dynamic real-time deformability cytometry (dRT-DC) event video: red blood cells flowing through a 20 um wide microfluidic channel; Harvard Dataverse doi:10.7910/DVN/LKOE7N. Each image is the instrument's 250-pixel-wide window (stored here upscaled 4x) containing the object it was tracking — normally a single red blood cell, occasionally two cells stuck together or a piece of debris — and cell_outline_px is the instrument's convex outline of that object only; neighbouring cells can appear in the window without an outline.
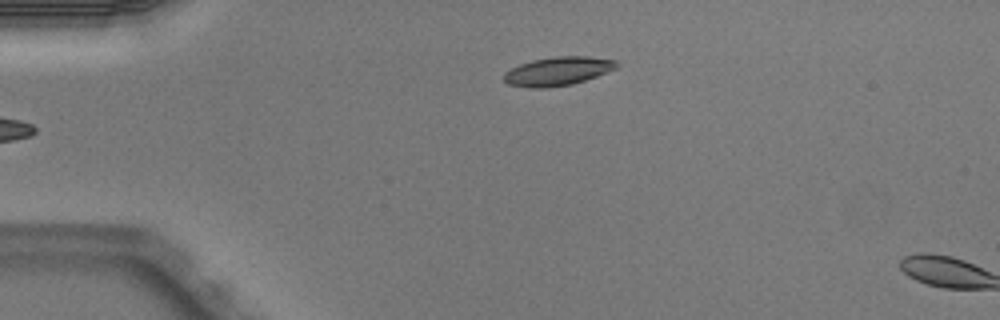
{"species": "Egyptian fruit bat (a non-hibernating species)", "species_latin": "Rousettus aegyptiacus", "temperature_condition": "warm", "stored_images_in_passage": 6, "camera_frame_rate_fps": 3000, "um_per_image_px": 0.085, "animal": {"sex": "male"}, "frame": {"image": 1, "passage_image": 6, "time_ms": 1.667, "image_size_px": [1000, 320], "cell_outline_px": [[620, 64], [616, 68], [596, 76], [572, 84], [544, 88], [532, 88], [508, 84], [504, 80], [504, 72], [520, 64], [532, 60], [556, 56], [588, 56], [616, 60]], "centroid_in_image_um": [47.42, 6.04], "position_along_channel_um": 37.6, "area_um2": 18.73}}